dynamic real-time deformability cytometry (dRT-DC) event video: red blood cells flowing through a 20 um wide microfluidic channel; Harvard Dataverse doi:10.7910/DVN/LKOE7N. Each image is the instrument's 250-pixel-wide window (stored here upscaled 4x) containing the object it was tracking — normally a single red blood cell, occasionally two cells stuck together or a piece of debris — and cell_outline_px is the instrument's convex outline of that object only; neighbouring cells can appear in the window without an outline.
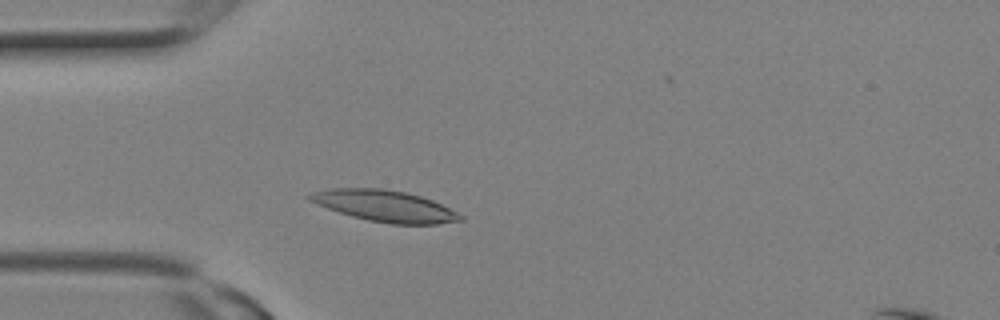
{"species": "Egyptian fruit bat (a non-hibernating species)", "species_latin": "Rousettus aegyptiacus", "temperature_condition": "room temperature", "stored_images_in_passage": 3, "camera_frame_rate_fps": 3000, "um_per_image_px": 0.085, "animal": {"sex": "female"}, "frame": {"image": 1, "passage_image": 1, "time_ms": 0.0, "image_size_px": [1000, 320], "cell_outline_px": [[464, 220], [436, 224], [392, 224], [368, 220], [352, 216], [328, 208], [308, 200], [308, 196], [312, 192], [328, 188], [384, 188], [404, 192], [420, 196], [432, 200], [464, 216]], "centroid_in_image_um": [32.71, 17.5], "position_along_channel_um": 52.3, "area_um2": 27.28}}
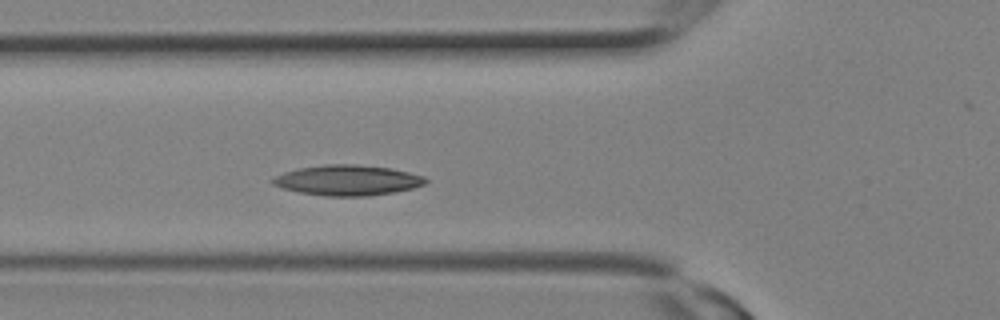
{"frame": {"image": 2, "passage_image": 3, "time_ms": 0.667, "image_size_px": [1000, 320], "cell_outline_px": [[428, 180], [424, 184], [412, 188], [396, 192], [368, 196], [324, 196], [300, 192], [284, 188], [272, 184], [272, 176], [296, 168], [324, 164], [356, 164], [388, 168], [408, 172], [424, 176]], "centroid_in_image_um": [29.51, 15.32], "position_along_channel_um": 96.3, "area_um2": 27.11}}